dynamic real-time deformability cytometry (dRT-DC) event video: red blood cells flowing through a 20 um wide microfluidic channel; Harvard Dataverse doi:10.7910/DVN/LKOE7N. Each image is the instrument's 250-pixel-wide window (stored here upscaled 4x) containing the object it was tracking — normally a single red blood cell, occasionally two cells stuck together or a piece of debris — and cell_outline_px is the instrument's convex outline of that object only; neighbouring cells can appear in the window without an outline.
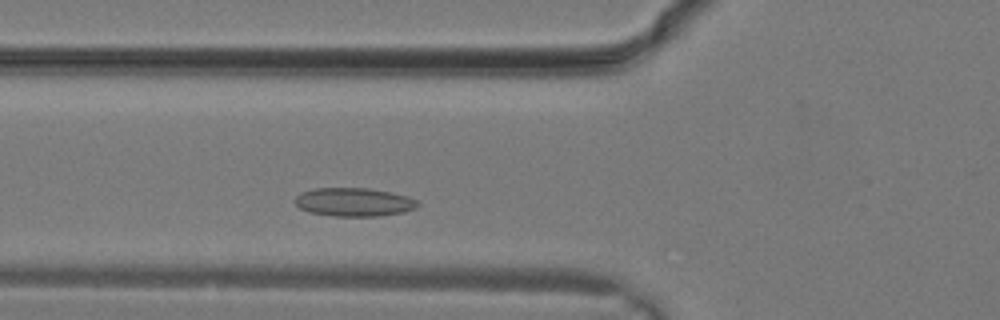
{"species": "common noctule bat (a hibernating species)", "species_latin": "Nyctalus noctula", "temperature_condition": "warm", "stored_images_in_passage": 6, "camera_frame_rate_fps": 3000, "um_per_image_px": 0.085, "animal": {"sex": "male", "body_mass_g": 19.2, "forearm_length_mm": 51.8}, "frame": {"image": 1, "passage_image": 4, "time_ms": 1.0, "image_size_px": [1000, 320], "cell_outline_px": [[420, 204], [416, 208], [404, 212], [380, 216], [332, 216], [308, 212], [300, 208], [296, 204], [296, 196], [300, 192], [316, 188], [368, 188], [408, 196], [416, 200]], "centroid_in_image_um": [30.09, 17.18], "position_along_channel_um": 95.7, "area_um2": 20.4}}
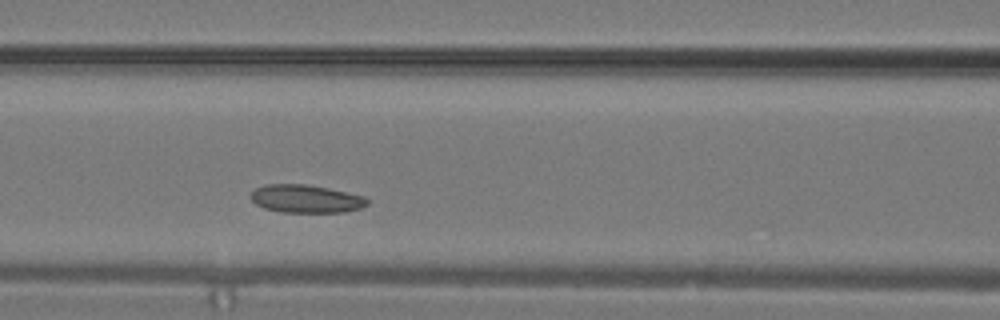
{"frame": {"image": 2, "passage_image": 6, "time_ms": 1.667, "image_size_px": [1000, 320], "cell_outline_px": [[368, 204], [360, 208], [344, 212], [280, 212], [264, 208], [256, 204], [252, 200], [252, 192], [256, 188], [264, 184], [308, 184], [328, 188], [364, 196], [368, 200]], "centroid_in_image_um": [26.0, 16.89], "position_along_channel_um": 140.6, "area_um2": 18.96}}